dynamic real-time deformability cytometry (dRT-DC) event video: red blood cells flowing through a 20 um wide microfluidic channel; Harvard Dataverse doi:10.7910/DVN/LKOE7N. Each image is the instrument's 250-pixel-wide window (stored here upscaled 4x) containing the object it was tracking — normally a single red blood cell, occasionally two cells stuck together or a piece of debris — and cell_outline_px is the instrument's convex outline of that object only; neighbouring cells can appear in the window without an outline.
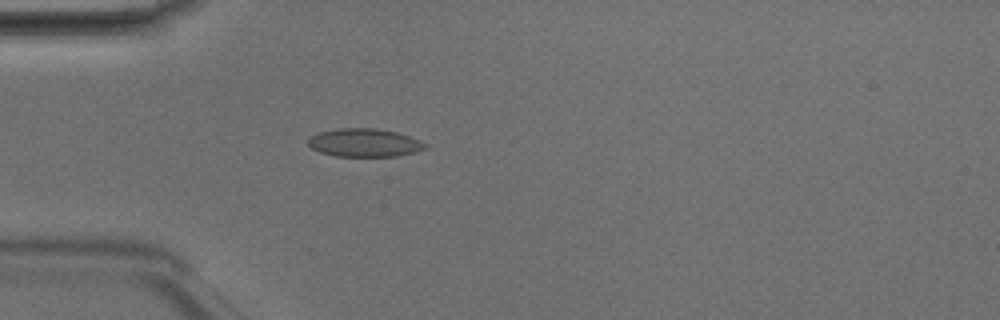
{"species": "Egyptian fruit bat (a non-hibernating species)", "species_latin": "Rousettus aegyptiacus", "temperature_condition": "room temperature", "stored_images_in_passage": 2, "camera_frame_rate_fps": 3000, "um_per_image_px": 0.085, "animal": {"sex": "male"}, "frame": {"image": 1, "passage_image": 2, "time_ms": 0.333, "image_size_px": [1000, 320], "cell_outline_px": [[428, 148], [416, 152], [396, 156], [336, 156], [320, 152], [312, 148], [308, 144], [308, 140], [312, 136], [320, 132], [340, 128], [376, 128], [396, 132], [420, 140], [428, 144]], "centroid_in_image_um": [31.02, 12.13], "position_along_channel_um": 54.0, "area_um2": 19.19}}